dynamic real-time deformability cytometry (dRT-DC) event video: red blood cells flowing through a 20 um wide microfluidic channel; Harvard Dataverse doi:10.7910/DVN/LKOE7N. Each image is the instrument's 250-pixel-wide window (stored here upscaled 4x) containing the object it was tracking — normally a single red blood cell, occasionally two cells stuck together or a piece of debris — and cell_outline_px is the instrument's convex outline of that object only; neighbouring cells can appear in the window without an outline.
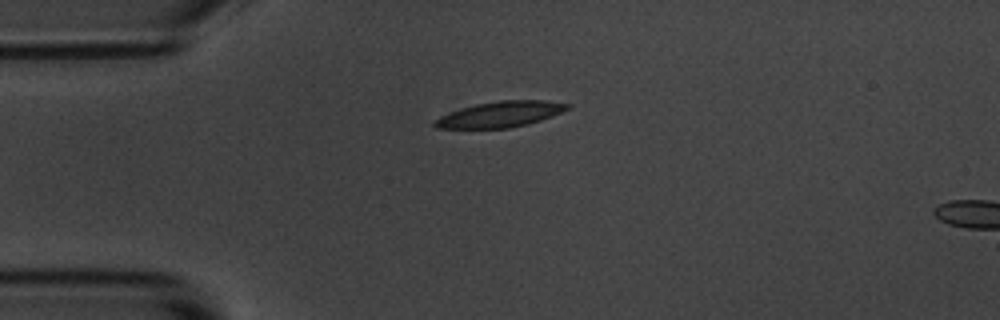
{"species": "common noctule bat (a hibernating species)", "species_latin": "Nyctalus noctula", "temperature_condition": "room temperature", "stored_images_in_passage": 2, "camera_frame_rate_fps": 3000, "um_per_image_px": 0.085, "animal": {"sex": "male", "body_mass_g": 20.1, "forearm_length_mm": 53.5}, "frame": {"image": 1, "passage_image": 1, "time_ms": 0.0, "image_size_px": [1000, 320], "cell_outline_px": [[572, 104], [568, 108], [552, 116], [528, 124], [508, 128], [436, 128], [432, 124], [432, 120], [440, 116], [476, 104], [500, 100], [544, 100]], "centroid_in_image_um": [42.52, 9.72], "position_along_channel_um": 42.5, "area_um2": 19.71}}